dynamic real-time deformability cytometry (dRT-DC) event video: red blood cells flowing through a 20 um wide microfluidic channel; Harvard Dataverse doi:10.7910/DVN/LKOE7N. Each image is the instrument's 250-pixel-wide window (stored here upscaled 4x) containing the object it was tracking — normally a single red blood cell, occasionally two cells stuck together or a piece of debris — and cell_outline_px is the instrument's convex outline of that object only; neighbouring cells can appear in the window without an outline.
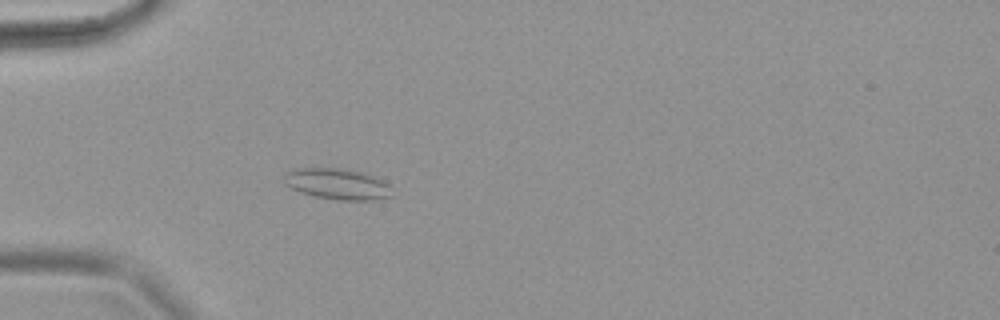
{"species": "common noctule bat (a hibernating species)", "species_latin": "Nyctalus noctula", "temperature_condition": "warm", "stored_images_in_passage": 59, "camera_frame_rate_fps": 3000, "um_per_image_px": 0.085, "animal": {"sex": "female", "body_mass_g": 18.4}, "frame": {"image": 1, "passage_image": 16, "time_ms": 5.0, "image_size_px": [1000, 320], "cell_outline_px": [[392, 196], [376, 200], [336, 200], [316, 196], [300, 192], [284, 184], [284, 172], [296, 168], [340, 168], [364, 172], [376, 176], [384, 180], [388, 184]], "centroid_in_image_um": [28.68, 15.63], "position_along_channel_um": 56.3, "area_um2": 19.71}}
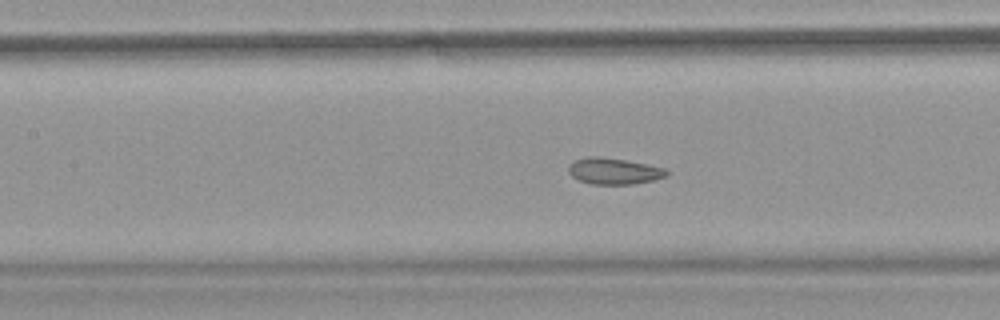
{"frame": {"image": 2, "passage_image": 26, "time_ms": 8.333, "image_size_px": [1000, 320], "cell_outline_px": [[668, 176], [652, 180], [632, 184], [592, 184], [580, 180], [572, 176], [568, 172], [568, 164], [576, 160], [588, 156], [596, 156], [624, 160], [648, 164], [664, 168], [668, 172]], "centroid_in_image_um": [52.17, 14.54], "position_along_channel_um": 155.2, "area_um2": 14.91}}
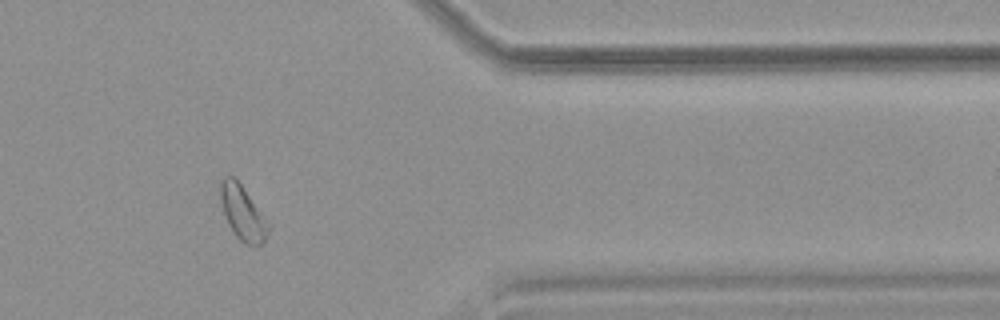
{"frame": {"image": 3, "passage_image": 49, "time_ms": 16.0, "image_size_px": [1000, 320], "cell_outline_px": [[272, 224], [264, 244], [244, 244], [236, 236], [228, 224], [220, 200], [220, 180], [224, 176], [232, 176], [240, 184]], "centroid_in_image_um": [20.66, 18.11], "position_along_channel_um": 390.7, "area_um2": 15.32}}